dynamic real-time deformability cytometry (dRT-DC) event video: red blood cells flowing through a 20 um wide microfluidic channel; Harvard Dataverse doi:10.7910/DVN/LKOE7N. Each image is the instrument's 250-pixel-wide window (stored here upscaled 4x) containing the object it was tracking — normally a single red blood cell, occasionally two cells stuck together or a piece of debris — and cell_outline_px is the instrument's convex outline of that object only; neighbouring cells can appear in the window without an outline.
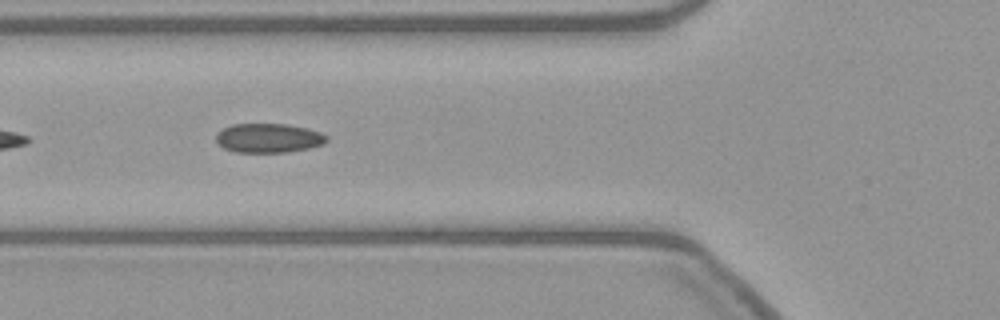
{"species": "common noctule bat (a hibernating species)", "species_latin": "Nyctalus noctula", "temperature_condition": "warm", "stored_images_in_passage": 20, "camera_frame_rate_fps": 3000, "um_per_image_px": 0.085, "animal": {"sex": "female", "body_mass_g": 21.9}, "frame": {"image": 1, "passage_image": 6, "time_ms": 1.667, "image_size_px": [1000, 320], "cell_outline_px": [[328, 140], [324, 144], [308, 148], [288, 152], [236, 152], [224, 148], [216, 140], [216, 136], [224, 128], [232, 124], [288, 124], [308, 128], [320, 132], [328, 136]], "centroid_in_image_um": [22.87, 11.73], "position_along_channel_um": 102.9, "area_um2": 18.79}}
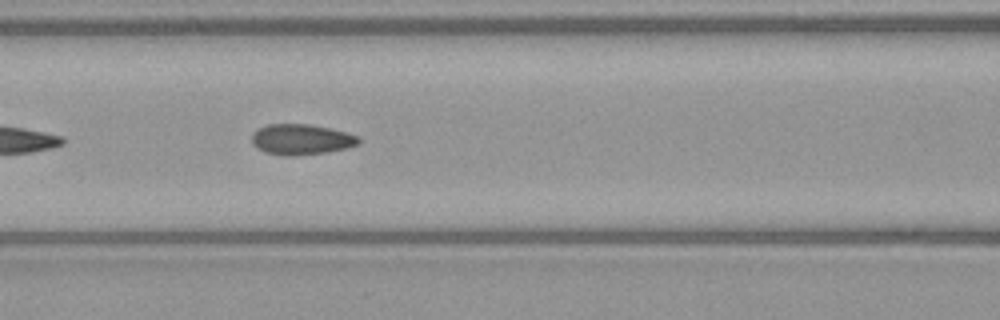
{"frame": {"image": 2, "passage_image": 9, "time_ms": 2.667, "image_size_px": [1000, 320], "cell_outline_px": [[360, 144], [328, 152], [288, 156], [284, 156], [264, 152], [256, 148], [252, 144], [252, 132], [268, 124], [308, 124], [328, 128], [360, 136]], "centroid_in_image_um": [25.58, 11.86], "position_along_channel_um": 141.0, "area_um2": 19.02}}